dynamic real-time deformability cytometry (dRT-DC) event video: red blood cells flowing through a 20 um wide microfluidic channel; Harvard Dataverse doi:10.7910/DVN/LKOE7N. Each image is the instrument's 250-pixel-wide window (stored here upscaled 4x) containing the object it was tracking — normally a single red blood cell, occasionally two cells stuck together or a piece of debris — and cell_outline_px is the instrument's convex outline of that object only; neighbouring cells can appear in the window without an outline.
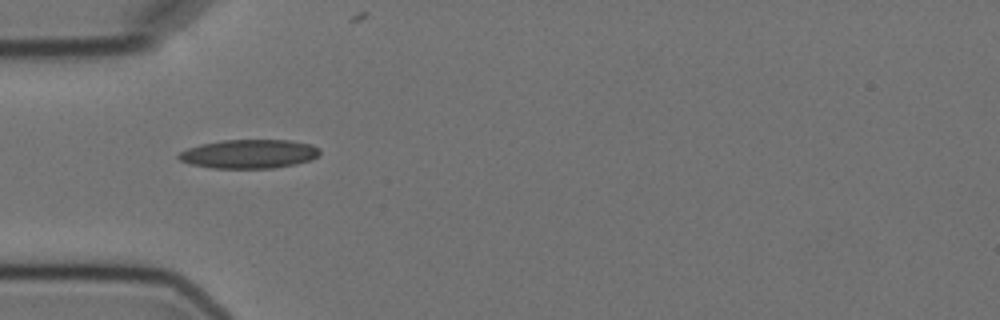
{"species": "Egyptian fruit bat (a non-hibernating species)", "species_latin": "Rousettus aegyptiacus", "temperature_condition": "cold", "stored_images_in_passage": 3, "camera_frame_rate_fps": 3000, "um_per_image_px": 0.085, "animal": {"sex": "female"}, "frame": {"image": 1, "passage_image": 1, "time_ms": 0.0, "image_size_px": [1000, 320], "cell_outline_px": [[320, 152], [312, 160], [296, 164], [272, 168], [212, 168], [188, 164], [180, 160], [176, 156], [180, 152], [188, 148], [200, 144], [224, 140], [288, 140], [312, 144], [320, 148]], "centroid_in_image_um": [21.17, 13.08], "position_along_channel_um": 63.8, "area_um2": 23.87}}
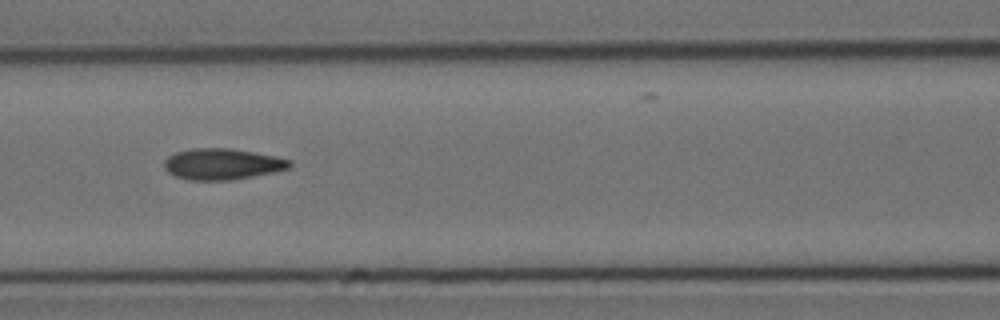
{"frame": {"image": 2, "passage_image": 3, "time_ms": 2.333, "image_size_px": [1000, 320], "cell_outline_px": [[292, 164], [288, 168], [272, 172], [232, 180], [188, 180], [176, 176], [168, 172], [164, 168], [164, 160], [168, 156], [176, 152], [188, 148], [228, 148], [276, 156], [292, 160]], "centroid_in_image_um": [18.86, 13.94], "position_along_channel_um": 147.7, "area_um2": 22.72}}